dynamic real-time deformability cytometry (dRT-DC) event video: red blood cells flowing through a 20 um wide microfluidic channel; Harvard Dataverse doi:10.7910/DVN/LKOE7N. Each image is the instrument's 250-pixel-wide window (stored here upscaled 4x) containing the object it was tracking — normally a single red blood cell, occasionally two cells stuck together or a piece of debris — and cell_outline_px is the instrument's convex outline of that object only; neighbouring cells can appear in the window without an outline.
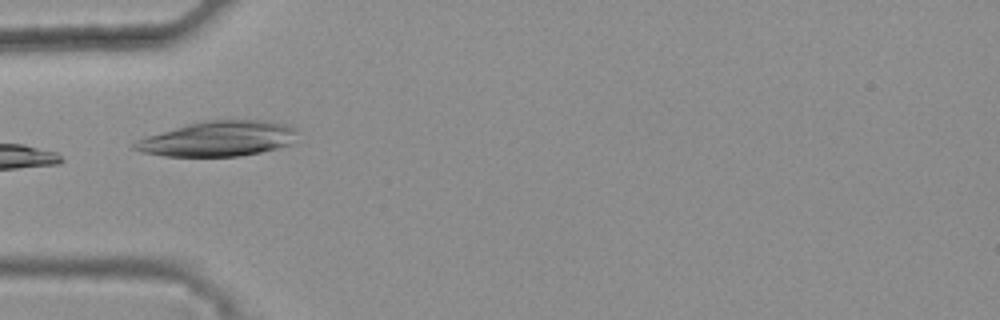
{"species": "common noctule bat (a hibernating species)", "species_latin": "Nyctalus noctula", "temperature_condition": "warm", "stored_images_in_passage": 26, "camera_frame_rate_fps": 3000, "um_per_image_px": 0.085, "animal": {"sex": "female", "body_mass_g": 25.1}, "frame": {"image": 1, "passage_image": 1, "time_ms": 0.0, "image_size_px": [1000, 320], "cell_outline_px": [[296, 132], [292, 144], [260, 152], [240, 156], [164, 156], [140, 152], [132, 148], [128, 144], [144, 136], [188, 124], [204, 120], [264, 120], [288, 124], [296, 128]], "centroid_in_image_um": [18.49, 11.79], "position_along_channel_um": 66.5, "area_um2": 33.64}}